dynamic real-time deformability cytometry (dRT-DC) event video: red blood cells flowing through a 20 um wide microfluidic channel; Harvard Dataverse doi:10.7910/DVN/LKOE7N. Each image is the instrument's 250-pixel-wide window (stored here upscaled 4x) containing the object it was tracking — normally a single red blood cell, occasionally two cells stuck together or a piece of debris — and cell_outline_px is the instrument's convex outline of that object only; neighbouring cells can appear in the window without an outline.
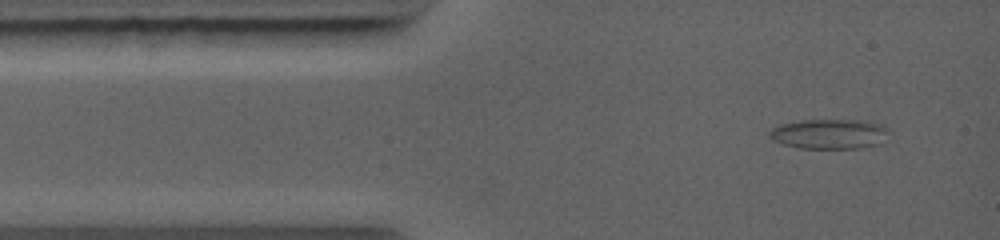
{"species": "common noctule bat (a hibernating species)", "species_latin": "Nyctalus noctula", "temperature_condition": "warm", "stored_images_in_passage": 5, "camera_frame_rate_fps": 5000, "um_per_image_px": 0.085, "animal": {"sex": "female", "body_mass_g": 19.0, "forearm_length_mm": 56.7}, "frame": {"image": 1, "passage_image": 1, "time_ms": 0.0, "image_size_px": [1000, 240], "cell_outline_px": [[892, 132], [880, 144], [860, 148], [796, 148], [780, 144], [772, 140], [768, 136], [768, 132], [772, 128], [780, 124], [800, 120], [868, 120], [884, 124]], "centroid_in_image_um": [70.53, 11.38], "position_along_channel_um": 14.5, "area_um2": 21.44}}
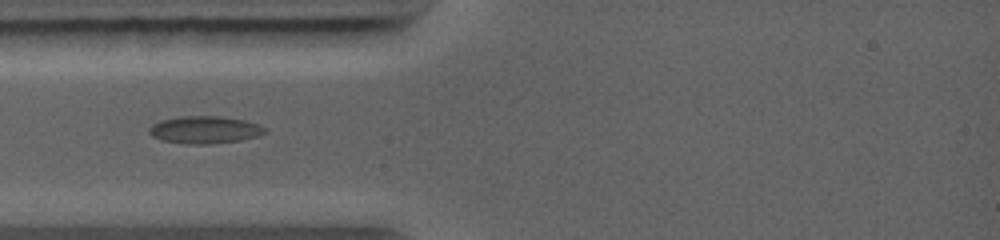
{"frame": {"image": 2, "passage_image": 4, "time_ms": 2.2, "image_size_px": [1000, 240], "cell_outline_px": [[268, 132], [256, 136], [240, 140], [208, 144], [188, 144], [160, 140], [152, 136], [148, 132], [148, 128], [152, 124], [160, 120], [180, 116], [220, 116], [244, 120], [260, 124]], "centroid_in_image_um": [17.37, 11.03], "position_along_channel_um": 67.6, "area_um2": 18.55}}